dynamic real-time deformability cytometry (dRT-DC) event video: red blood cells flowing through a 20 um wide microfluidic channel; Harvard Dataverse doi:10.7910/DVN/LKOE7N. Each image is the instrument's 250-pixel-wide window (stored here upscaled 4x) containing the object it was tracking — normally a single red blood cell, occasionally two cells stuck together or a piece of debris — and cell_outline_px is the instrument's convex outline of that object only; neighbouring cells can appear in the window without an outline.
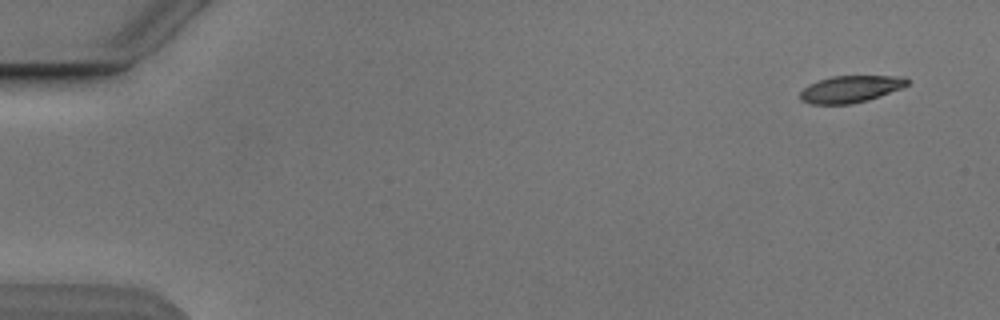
{"species": "Egyptian fruit bat (a non-hibernating species)", "species_latin": "Rousettus aegyptiacus", "temperature_condition": "cold", "stored_images_in_passage": 5, "camera_frame_rate_fps": 3000, "um_per_image_px": 0.085, "animal": {"sex": "male"}, "frame": {"image": 1, "passage_image": 1, "time_ms": 0.0, "image_size_px": [1000, 320], "cell_outline_px": [[908, 84], [904, 88], [868, 100], [852, 104], [812, 104], [800, 100], [800, 92], [808, 84], [832, 76], [904, 76], [908, 80]], "centroid_in_image_um": [72.31, 7.57], "position_along_channel_um": 12.7, "area_um2": 16.88}}
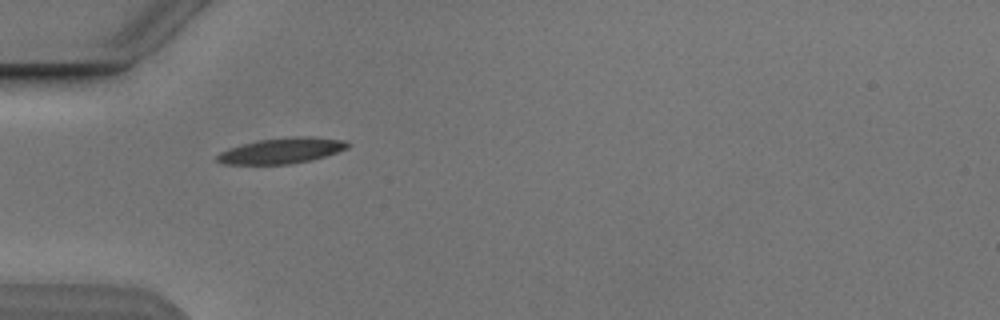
{"frame": {"image": 2, "passage_image": 5, "time_ms": 4.667, "image_size_px": [1000, 320], "cell_outline_px": [[348, 148], [312, 160], [292, 164], [224, 164], [216, 160], [216, 156], [220, 152], [228, 148], [260, 140], [288, 136], [308, 136], [344, 140], [348, 144]], "centroid_in_image_um": [23.93, 12.81], "position_along_channel_um": 61.1, "area_um2": 19.42}}